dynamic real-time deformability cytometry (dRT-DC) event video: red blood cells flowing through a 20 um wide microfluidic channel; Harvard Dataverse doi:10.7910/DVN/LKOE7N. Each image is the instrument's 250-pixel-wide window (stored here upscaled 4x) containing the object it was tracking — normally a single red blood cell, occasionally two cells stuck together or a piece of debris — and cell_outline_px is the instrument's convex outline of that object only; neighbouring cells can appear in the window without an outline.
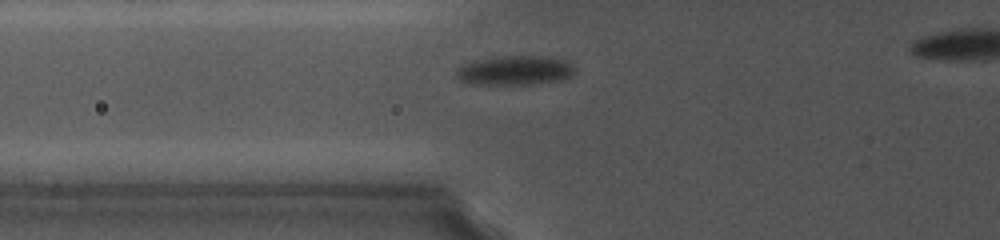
{"species": "common noctule bat (a hibernating species)", "species_latin": "Nyctalus noctula", "temperature_condition": "cold", "stored_images_in_passage": 7, "camera_frame_rate_fps": 5000, "um_per_image_px": 0.085, "animal": {"sex": "female", "body_mass_g": 19.0, "forearm_length_mm": 56.7}, "frame": {"image": 1, "passage_image": 4, "time_ms": 2.8, "image_size_px": [1000, 240], "cell_outline_px": [[576, 72], [572, 76], [560, 80], [532, 84], [476, 84], [460, 80], [456, 76], [456, 68], [464, 64], [476, 60], [504, 56], [548, 56], [564, 60], [572, 64], [576, 68]], "centroid_in_image_um": [43.81, 5.98], "position_along_channel_um": 82.0, "area_um2": 20.29}}